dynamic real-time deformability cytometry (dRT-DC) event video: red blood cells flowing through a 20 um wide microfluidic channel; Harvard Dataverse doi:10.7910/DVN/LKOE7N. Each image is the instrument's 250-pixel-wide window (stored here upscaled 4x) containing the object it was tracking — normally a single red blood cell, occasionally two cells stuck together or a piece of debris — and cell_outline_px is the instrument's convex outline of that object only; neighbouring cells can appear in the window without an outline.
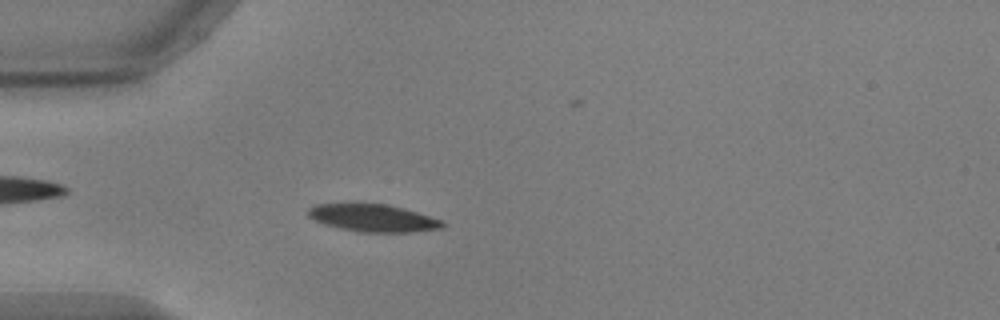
{"species": "common noctule bat (a hibernating species)", "species_latin": "Nyctalus noctula", "temperature_condition": "warm", "stored_images_in_passage": 54, "camera_frame_rate_fps": 3000, "um_per_image_px": 0.085, "animal": {"sex": "male", "body_mass_g": 17.9, "forearm_length_mm": 54.2}, "frame": {"image": 1, "passage_image": 15, "time_ms": 4.667, "image_size_px": [1000, 320], "cell_outline_px": [[444, 228], [416, 232], [360, 232], [340, 228], [324, 224], [308, 216], [308, 208], [316, 204], [388, 204], [404, 208], [444, 220]], "centroid_in_image_um": [31.77, 18.54], "position_along_channel_um": 53.2, "area_um2": 21.5}}
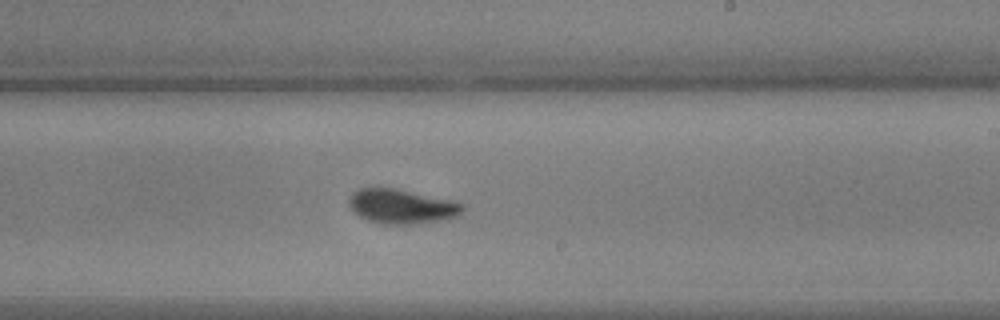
{"frame": {"image": 2, "passage_image": 32, "time_ms": 10.333, "image_size_px": [1000, 320], "cell_outline_px": [[464, 208], [460, 216], [444, 220], [416, 224], [384, 224], [368, 220], [360, 216], [348, 204], [348, 200], [352, 192], [360, 188], [396, 188], [452, 200], [464, 204]], "centroid_in_image_um": [34.18, 17.54], "position_along_channel_um": 254.8, "area_um2": 22.95}}
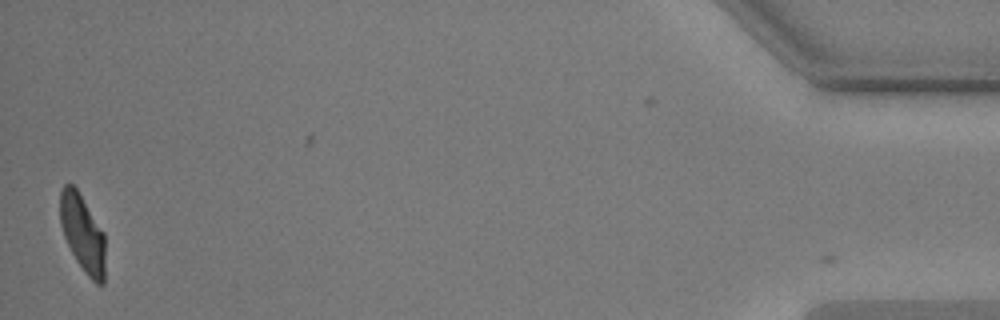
{"frame": {"image": 3, "passage_image": 53, "time_ms": 17.333, "image_size_px": [1000, 320], "cell_outline_px": [[104, 284], [96, 284], [84, 272], [76, 260], [64, 236], [60, 224], [60, 192], [64, 184], [72, 184], [76, 188], [104, 232]], "centroid_in_image_um": [7.01, 19.83], "position_along_channel_um": 428.2, "area_um2": 20.11}, "authors_computed_cell_mechanics": {"area_um2": 21.7039, "velocity_mm_per_s": 3.7202, "shape_relaxation_time_tau1_ms": 2.6121, "shape_relaxation_time_tau2_ms": 1.2362, "deformation_change_tau1": 0.1345, "deformation_change_tau2": 0.0594}}